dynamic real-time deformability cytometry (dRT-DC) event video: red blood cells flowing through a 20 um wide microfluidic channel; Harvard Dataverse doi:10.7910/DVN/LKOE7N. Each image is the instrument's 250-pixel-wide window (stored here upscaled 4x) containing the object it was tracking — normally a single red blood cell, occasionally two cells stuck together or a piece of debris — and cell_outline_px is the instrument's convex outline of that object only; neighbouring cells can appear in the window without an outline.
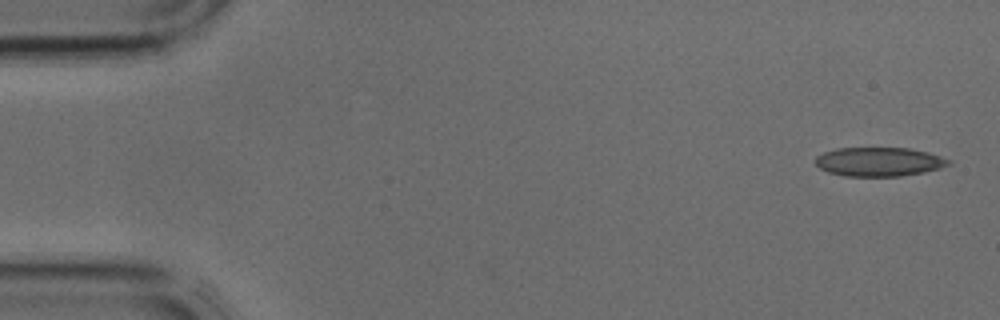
{"species": "common noctule bat (a hibernating species)", "species_latin": "Nyctalus noctula", "temperature_condition": "cold", "stored_images_in_passage": 2, "camera_frame_rate_fps": 3000, "um_per_image_px": 0.085, "animal": {"sex": "male", "body_mass_g": 17.9, "forearm_length_mm": 54.2}, "frame": {"image": 1, "passage_image": 2, "time_ms": 0.333, "image_size_px": [1000, 320], "cell_outline_px": [[952, 164], [940, 168], [924, 172], [900, 176], [844, 176], [828, 172], [820, 168], [816, 164], [816, 156], [824, 152], [836, 148], [908, 148], [928, 152], [952, 160]], "centroid_in_image_um": [74.74, 13.75], "position_along_channel_um": 10.3, "area_um2": 22.54}}